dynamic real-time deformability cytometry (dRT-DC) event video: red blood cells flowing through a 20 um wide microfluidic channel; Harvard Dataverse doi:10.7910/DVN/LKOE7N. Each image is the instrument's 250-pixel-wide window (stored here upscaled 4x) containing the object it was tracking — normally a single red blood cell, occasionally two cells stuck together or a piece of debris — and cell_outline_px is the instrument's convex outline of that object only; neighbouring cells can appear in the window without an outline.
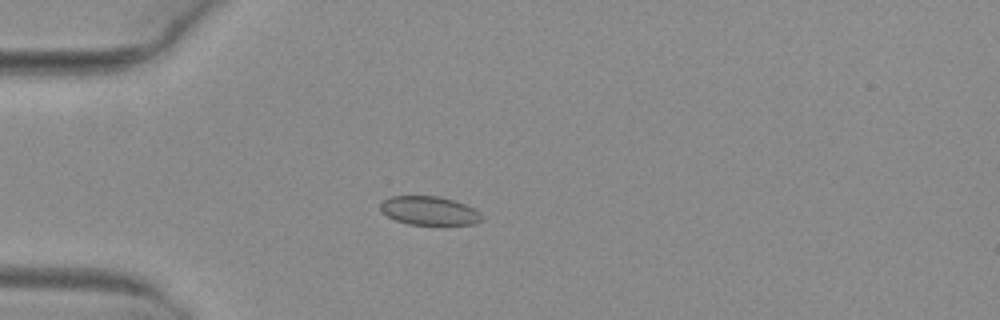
{"species": "common noctule bat (a hibernating species)", "species_latin": "Nyctalus noctula", "temperature_condition": "warm", "stored_images_in_passage": 4, "camera_frame_rate_fps": 3000, "um_per_image_px": 0.085, "animal": {"sex": "female", "body_mass_g": 29.2, "forearm_length_mm": 56.3}, "frame": {"image": 1, "passage_image": 4, "time_ms": 1.0, "image_size_px": [1000, 320], "cell_outline_px": [[484, 220], [476, 224], [408, 224], [396, 220], [388, 216], [380, 208], [380, 204], [388, 196], [440, 196], [464, 204], [480, 212], [484, 216]], "centroid_in_image_um": [36.52, 17.91], "position_along_channel_um": 48.5, "area_um2": 16.88}}